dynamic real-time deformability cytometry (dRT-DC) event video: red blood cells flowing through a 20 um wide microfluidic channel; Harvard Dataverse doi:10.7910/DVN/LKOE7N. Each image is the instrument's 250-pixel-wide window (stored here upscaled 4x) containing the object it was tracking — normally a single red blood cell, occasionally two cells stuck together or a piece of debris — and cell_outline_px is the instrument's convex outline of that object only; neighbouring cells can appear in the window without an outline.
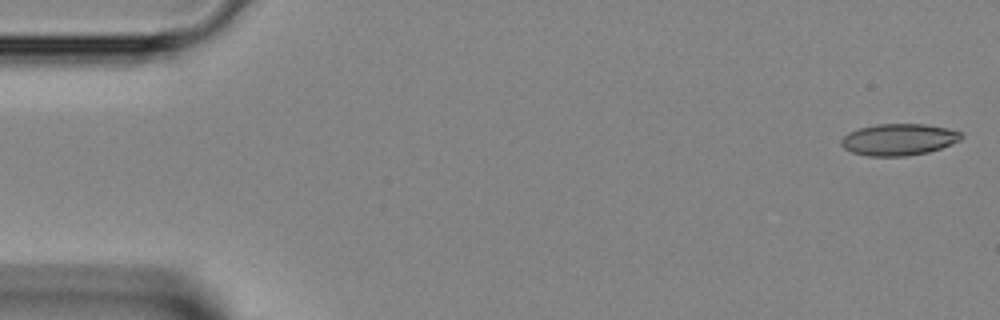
{"species": "Egyptian fruit bat (a non-hibernating species)", "species_latin": "Rousettus aegyptiacus", "temperature_condition": "room temperature", "stored_images_in_passage": 5, "camera_frame_rate_fps": 3000, "um_per_image_px": 0.085, "animal": {"sex": "female"}, "frame": {"image": 1, "passage_image": 1, "time_ms": 0.0, "image_size_px": [1000, 320], "cell_outline_px": [[964, 136], [960, 140], [940, 148], [928, 152], [908, 156], [868, 156], [852, 152], [844, 148], [840, 144], [840, 140], [848, 132], [860, 128], [876, 124], [924, 124], [948, 128], [960, 132]], "centroid_in_image_um": [76.38, 11.86], "position_along_channel_um": 8.6, "area_um2": 22.14}}